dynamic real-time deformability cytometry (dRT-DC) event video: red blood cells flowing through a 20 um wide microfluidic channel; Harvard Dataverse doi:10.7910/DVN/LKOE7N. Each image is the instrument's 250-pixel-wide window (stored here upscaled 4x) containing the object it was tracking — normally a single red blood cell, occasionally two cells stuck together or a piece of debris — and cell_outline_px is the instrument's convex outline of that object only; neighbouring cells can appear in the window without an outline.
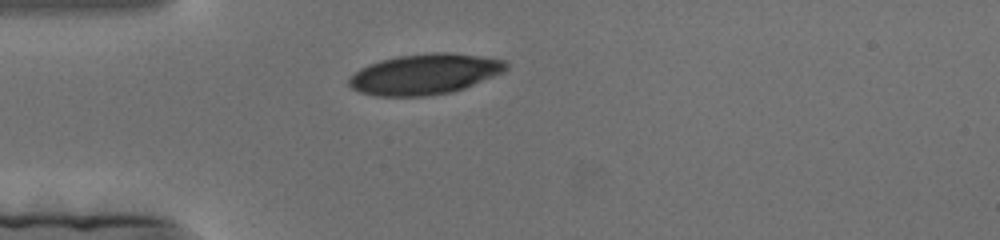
{"species": "human", "species_latin": "Homo sapiens", "temperature_condition": "cold", "stored_images_in_passage": 129, "camera_frame_rate_fps": 3000, "um_per_image_px": 0.085, "donor": {"sex": "female"}, "frame": {"image": 1, "passage_image": 1, "time_ms": 0.0, "image_size_px": [1000, 240], "cell_outline_px": [[508, 68], [504, 72], [464, 88], [452, 92], [424, 96], [376, 96], [360, 92], [352, 88], [348, 84], [348, 80], [360, 68], [368, 64], [380, 60], [400, 56], [432, 52], [452, 52], [480, 56], [504, 60], [508, 64]], "centroid_in_image_um": [36.11, 6.3], "position_along_channel_um": 48.9, "area_um2": 37.05}}
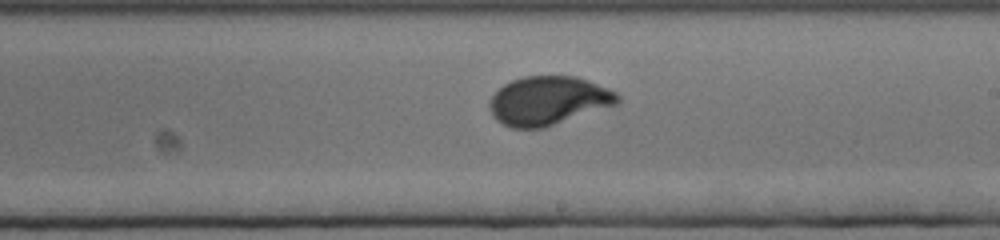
{"frame": {"image": 2, "passage_image": 55, "time_ms": 18.0, "image_size_px": [1000, 240], "cell_outline_px": [[620, 104], [544, 128], [508, 128], [496, 120], [488, 108], [488, 104], [492, 96], [504, 84], [512, 80], [524, 76], [576, 76], [588, 80], [608, 88], [616, 92], [620, 96]], "centroid_in_image_um": [46.63, 8.57], "position_along_channel_um": 242.4, "area_um2": 36.76}}
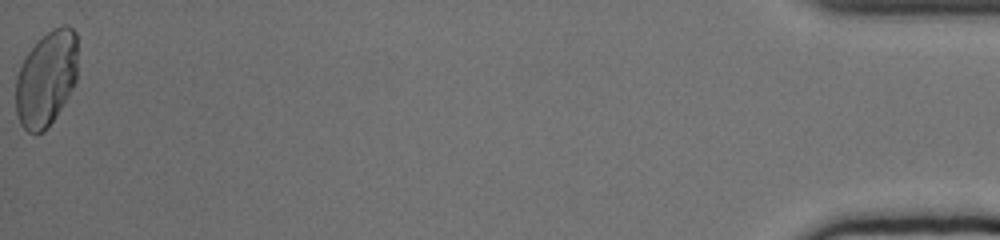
{"frame": {"image": 3, "passage_image": 129, "time_ms": 42.667, "image_size_px": [1000, 240], "cell_outline_px": [[76, 80], [72, 88], [56, 116], [48, 128], [44, 132], [28, 132], [20, 124], [16, 112], [16, 76], [28, 52], [52, 28], [60, 24], [68, 24], [76, 32]], "centroid_in_image_um": [3.94, 6.69], "position_along_channel_um": 431.3, "area_um2": 34.1}}